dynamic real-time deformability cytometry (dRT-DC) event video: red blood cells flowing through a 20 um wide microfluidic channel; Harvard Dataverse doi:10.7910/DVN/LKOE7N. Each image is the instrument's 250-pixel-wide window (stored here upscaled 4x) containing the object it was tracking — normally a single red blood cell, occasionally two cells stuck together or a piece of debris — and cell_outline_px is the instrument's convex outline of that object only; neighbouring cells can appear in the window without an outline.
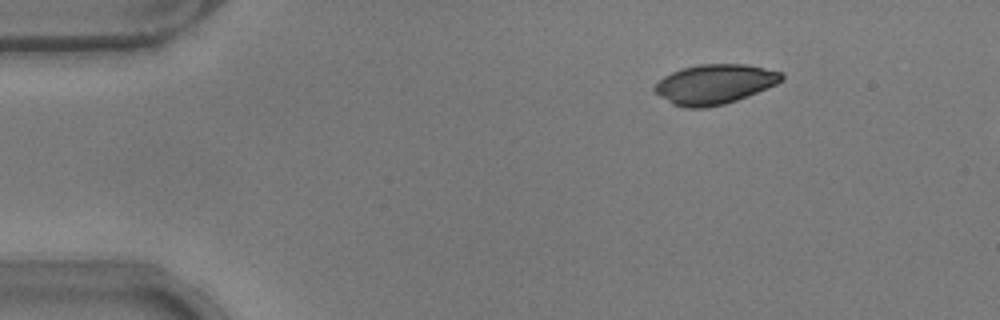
{"species": "common noctule bat (a hibernating species)", "species_latin": "Nyctalus noctula", "temperature_condition": "warm", "stored_images_in_passage": 7, "camera_frame_rate_fps": 3000, "um_per_image_px": 0.085, "animal": {"sex": "male", "body_mass_g": 17.9}, "frame": {"image": 1, "passage_image": 1, "time_ms": 0.0, "image_size_px": [1000, 320], "cell_outline_px": [[784, 80], [776, 84], [736, 100], [724, 104], [704, 108], [684, 108], [672, 104], [660, 96], [652, 88], [664, 76], [672, 72], [684, 68], [700, 64], [744, 64], [784, 72]], "centroid_in_image_um": [60.74, 7.16], "position_along_channel_um": 24.3, "area_um2": 29.19}}